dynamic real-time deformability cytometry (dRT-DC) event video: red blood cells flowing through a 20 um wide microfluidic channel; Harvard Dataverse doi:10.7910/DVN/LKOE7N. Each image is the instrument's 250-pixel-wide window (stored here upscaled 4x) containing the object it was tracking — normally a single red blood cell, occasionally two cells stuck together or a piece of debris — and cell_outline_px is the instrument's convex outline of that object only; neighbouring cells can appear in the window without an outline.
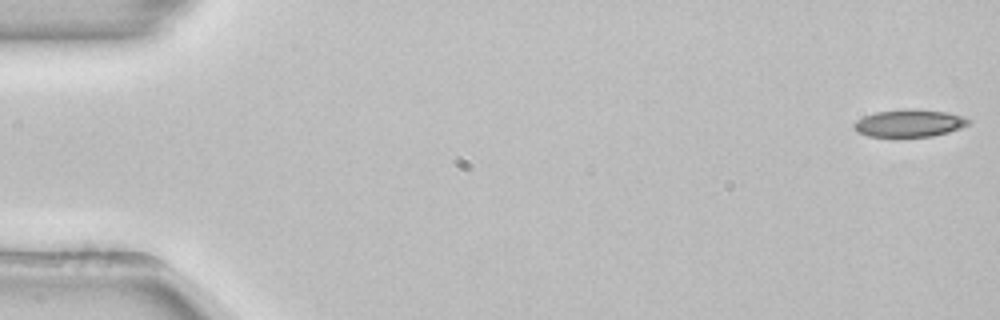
{"species": "common noctule bat (a hibernating species)", "species_latin": "Nyctalus noctula", "temperature_condition": "room temperature", "stored_images_in_passage": 15, "camera_frame_rate_fps": 3000, "um_per_image_px": 0.085, "animal": {"sex": "female", "body_mass_g": 22.7, "forearm_length_mm": 54.2}, "frame": {"image": 1, "passage_image": 1, "time_ms": 0.0, "image_size_px": [1000, 320], "cell_outline_px": [[972, 124], [948, 132], [932, 136], [868, 136], [856, 132], [852, 128], [852, 124], [856, 120], [864, 116], [876, 112], [912, 108], [948, 112], [972, 120]], "centroid_in_image_um": [77.29, 10.46], "position_along_channel_um": 7.7, "area_um2": 18.38}}
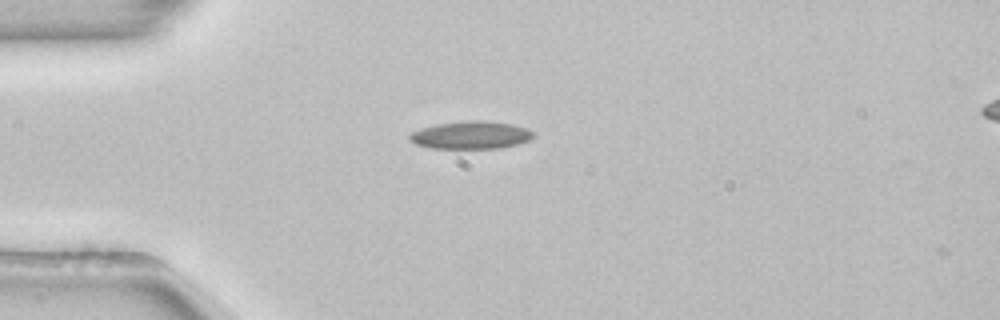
{"frame": {"image": 2, "passage_image": 14, "time_ms": 4.333, "image_size_px": [1000, 320], "cell_outline_px": [[536, 136], [528, 140], [516, 144], [500, 148], [432, 148], [416, 144], [408, 136], [412, 132], [420, 128], [436, 124], [468, 120], [480, 120], [512, 124], [536, 132]], "centroid_in_image_um": [40.04, 11.47], "position_along_channel_um": 45.0, "area_um2": 19.88}}